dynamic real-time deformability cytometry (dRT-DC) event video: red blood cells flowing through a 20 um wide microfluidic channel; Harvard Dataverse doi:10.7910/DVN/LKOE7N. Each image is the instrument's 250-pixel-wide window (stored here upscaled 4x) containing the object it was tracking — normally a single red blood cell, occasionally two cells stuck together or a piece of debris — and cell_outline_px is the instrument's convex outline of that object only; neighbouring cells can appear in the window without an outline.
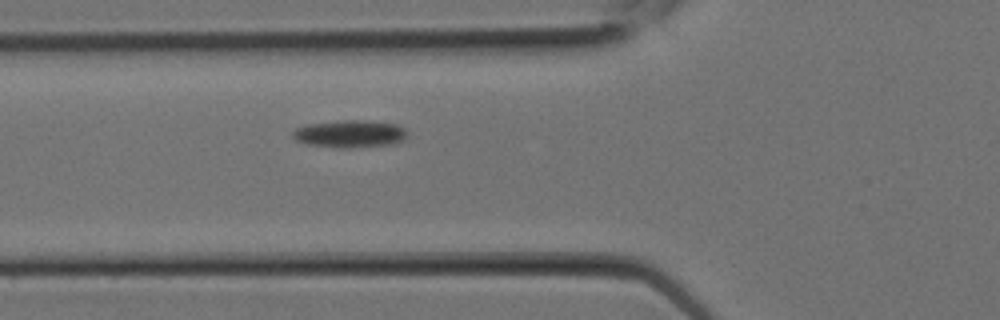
{"species": "Egyptian fruit bat (a non-hibernating species)", "species_latin": "Rousettus aegyptiacus", "temperature_condition": "room temperature", "stored_images_in_passage": 3, "camera_frame_rate_fps": 3000, "um_per_image_px": 0.085, "animal": {"sex": "female"}, "frame": {"image": 1, "passage_image": 3, "time_ms": 0.667, "image_size_px": [1000, 320], "cell_outline_px": [[408, 136], [404, 140], [396, 144], [348, 148], [336, 148], [308, 144], [296, 140], [292, 136], [292, 128], [308, 124], [344, 120], [364, 120], [396, 124], [404, 128], [408, 132]], "centroid_in_image_um": [29.75, 11.38], "position_along_channel_um": 96.0, "area_um2": 18.61}}